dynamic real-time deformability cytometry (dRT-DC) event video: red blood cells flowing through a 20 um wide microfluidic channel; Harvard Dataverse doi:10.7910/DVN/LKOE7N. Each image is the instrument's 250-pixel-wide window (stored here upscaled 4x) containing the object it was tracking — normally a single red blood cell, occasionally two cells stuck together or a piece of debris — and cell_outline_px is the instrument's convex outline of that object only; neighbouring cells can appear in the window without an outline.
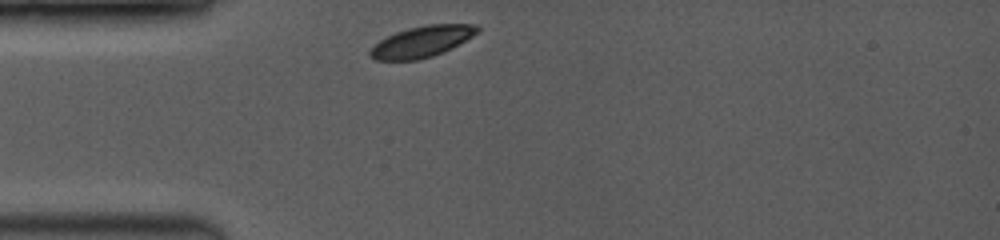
{"species": "common noctule bat (a hibernating species)", "species_latin": "Nyctalus noctula", "temperature_condition": "room temperature", "stored_images_in_passage": 27, "camera_frame_rate_fps": 3500, "um_per_image_px": 0.085, "animal": {"sex": "female", "body_mass_g": 19.0, "forearm_length_mm": 53.3}, "frame": {"image": 1, "passage_image": 1, "time_ms": 0.0, "image_size_px": [1000, 240], "cell_outline_px": [[480, 32], [452, 48], [432, 56], [416, 60], [376, 60], [368, 56], [368, 52], [380, 40], [396, 32], [408, 28], [428, 24], [476, 24], [480, 28]], "centroid_in_image_um": [35.88, 3.53], "position_along_channel_um": 49.1, "area_um2": 19.42}}
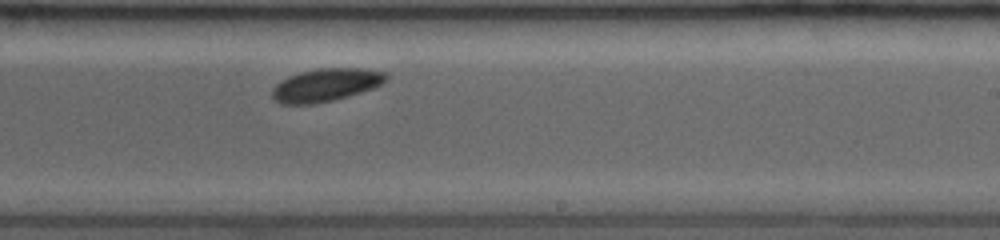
{"frame": {"image": 2, "passage_image": 16, "time_ms": 5.714, "image_size_px": [1000, 240], "cell_outline_px": [[388, 80], [372, 88], [348, 96], [332, 100], [312, 104], [280, 104], [272, 96], [272, 88], [280, 80], [288, 76], [300, 72], [316, 68], [364, 68], [384, 72], [388, 76]], "centroid_in_image_um": [27.67, 7.21], "position_along_channel_um": 261.3, "area_um2": 21.85}}
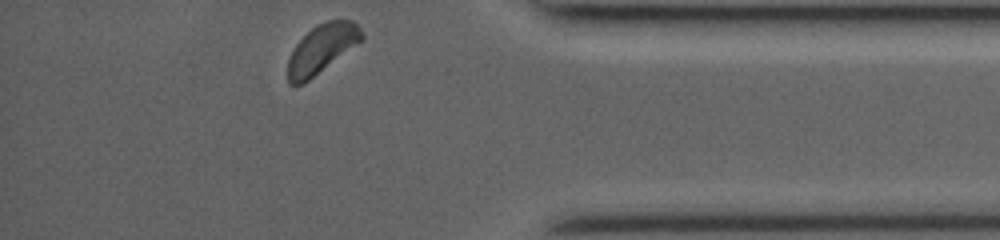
{"frame": {"image": 3, "passage_image": 27, "time_ms": 9.714, "image_size_px": [1000, 240], "cell_outline_px": [[364, 40], [304, 84], [288, 84], [288, 60], [296, 44], [316, 24], [328, 20], [352, 20], [360, 28], [364, 36]], "centroid_in_image_um": [27.38, 4.15], "position_along_channel_um": 407.8, "area_um2": 20.98}, "authors_computed_cell_mechanics": {"area_um2": 21.2126, "velocity_mm_per_s": 3.9364, "shape_relaxation_time_tau1_ms": 0.6114, "shape_relaxation_time_tau2_ms": 3.2404, "deformation_change_tau1": 0.0464, "deformation_change_tau2": 0.0483}}